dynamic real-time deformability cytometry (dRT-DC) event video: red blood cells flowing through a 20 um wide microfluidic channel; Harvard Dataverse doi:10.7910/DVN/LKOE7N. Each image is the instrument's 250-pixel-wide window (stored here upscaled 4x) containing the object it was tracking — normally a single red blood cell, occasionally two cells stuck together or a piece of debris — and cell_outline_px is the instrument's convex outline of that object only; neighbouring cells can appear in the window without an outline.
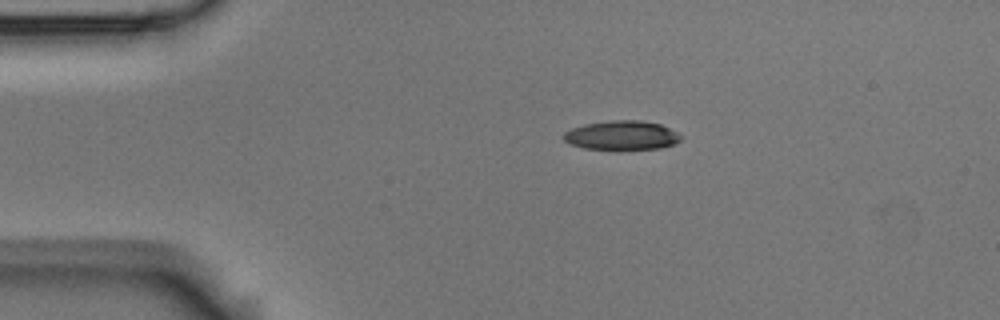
{"species": "Egyptian fruit bat (a non-hibernating species)", "species_latin": "Rousettus aegyptiacus", "temperature_condition": "room temperature", "stored_images_in_passage": 5, "camera_frame_rate_fps": 3000, "um_per_image_px": 0.085, "animal": {"sex": "male"}, "frame": {"image": 1, "passage_image": 3, "time_ms": 0.667, "image_size_px": [1000, 320], "cell_outline_px": [[684, 136], [680, 140], [672, 144], [660, 148], [620, 152], [616, 152], [584, 148], [572, 144], [564, 140], [564, 132], [572, 128], [584, 124], [608, 120], [640, 120], [660, 124]], "centroid_in_image_um": [52.85, 11.54], "position_along_channel_um": 32.2, "area_um2": 20.63}}
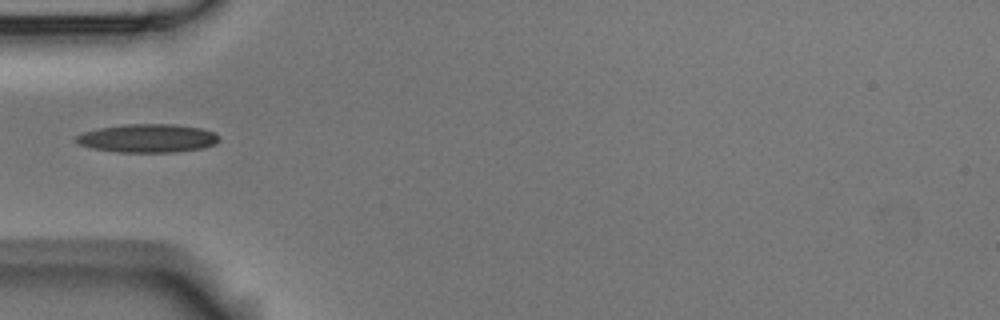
{"frame": {"image": 2, "passage_image": 5, "time_ms": 1.333, "image_size_px": [1000, 320], "cell_outline_px": [[220, 140], [216, 144], [204, 148], [176, 152], [116, 152], [92, 148], [80, 144], [76, 140], [76, 136], [84, 132], [100, 128], [124, 124], [172, 124], [200, 128], [212, 132], [220, 136]], "centroid_in_image_um": [12.59, 11.76], "position_along_channel_um": 72.4, "area_um2": 23.64}}